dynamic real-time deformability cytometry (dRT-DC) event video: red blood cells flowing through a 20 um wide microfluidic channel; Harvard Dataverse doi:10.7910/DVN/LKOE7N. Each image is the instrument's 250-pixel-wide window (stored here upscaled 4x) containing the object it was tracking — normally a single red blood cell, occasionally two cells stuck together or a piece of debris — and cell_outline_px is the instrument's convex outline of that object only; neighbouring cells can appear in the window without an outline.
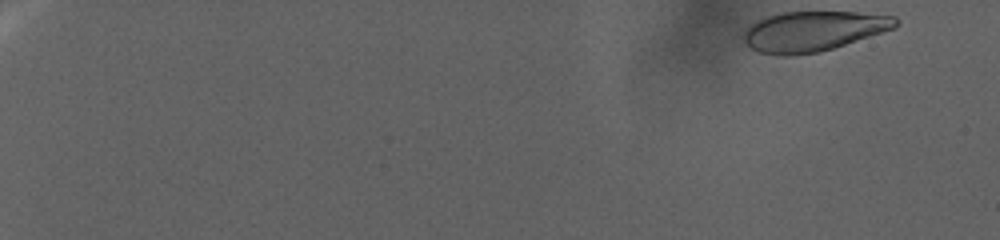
{"species": "human", "species_latin": "Homo sapiens", "temperature_condition": "warm", "stored_images_in_passage": 120, "camera_frame_rate_fps": 3000, "um_per_image_px": 0.085, "donor": {"sex": "female"}, "frame": {"image": 1, "passage_image": 1, "time_ms": 0.0, "image_size_px": [1000, 240], "cell_outline_px": [[900, 24], [896, 28], [820, 52], [792, 56], [776, 56], [760, 52], [752, 48], [744, 40], [744, 32], [756, 20], [764, 16], [780, 12], [856, 12], [896, 16], [900, 20]], "centroid_in_image_um": [69.16, 2.65], "position_along_channel_um": 15.8, "area_um2": 35.72}}
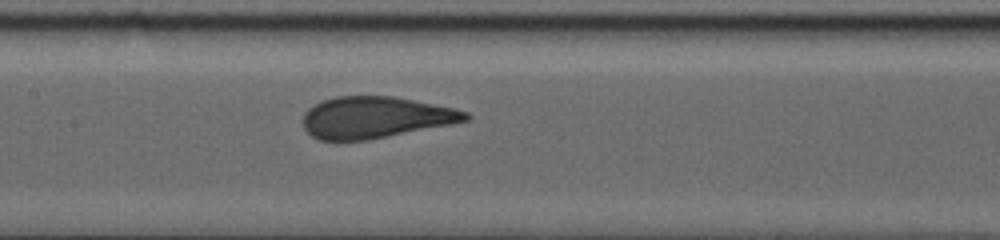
{"frame": {"image": 2, "passage_image": 66, "time_ms": 21.667, "image_size_px": [1000, 240], "cell_outline_px": [[472, 116], [468, 120], [452, 124], [368, 140], [320, 140], [312, 136], [304, 128], [304, 112], [308, 108], [324, 100], [336, 96], [392, 96], [456, 108], [468, 112]], "centroid_in_image_um": [31.93, 9.98], "position_along_channel_um": 175.5, "area_um2": 39.25}}
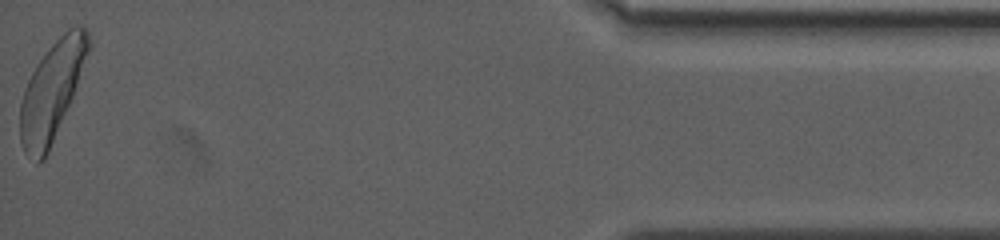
{"frame": {"image": 3, "passage_image": 120, "time_ms": 39.667, "image_size_px": [1000, 240], "cell_outline_px": [[92, 44], [72, 96], [48, 152], [44, 160], [36, 164], [24, 152], [20, 140], [20, 104], [24, 88], [36, 64], [48, 48], [68, 28], [80, 24], [88, 32]], "centroid_in_image_um": [4.39, 7.74], "position_along_channel_um": 430.8, "area_um2": 38.73}}